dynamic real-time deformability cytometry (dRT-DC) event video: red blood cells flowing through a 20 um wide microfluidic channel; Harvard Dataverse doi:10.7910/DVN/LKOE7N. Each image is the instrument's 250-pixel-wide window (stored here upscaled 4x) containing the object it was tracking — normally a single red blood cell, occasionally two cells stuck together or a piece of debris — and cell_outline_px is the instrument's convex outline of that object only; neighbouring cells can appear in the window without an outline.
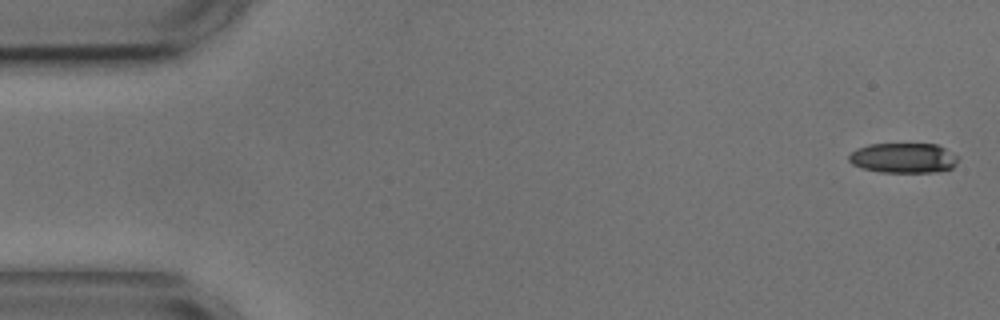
{"species": "common noctule bat (a hibernating species)", "species_latin": "Nyctalus noctula", "temperature_condition": "cold", "stored_images_in_passage": 5, "camera_frame_rate_fps": 3000, "um_per_image_px": 0.085, "animal": {"sex": "male", "body_mass_g": 17.9, "forearm_length_mm": 54.2}, "frame": {"image": 1, "passage_image": 1, "time_ms": 0.0, "image_size_px": [1000, 320], "cell_outline_px": [[956, 164], [952, 168], [936, 172], [880, 172], [864, 168], [852, 164], [848, 160], [848, 156], [856, 148], [868, 144], [936, 144], [944, 148], [956, 156]], "centroid_in_image_um": [76.75, 13.42], "position_along_channel_um": 8.2, "area_um2": 18.96}}
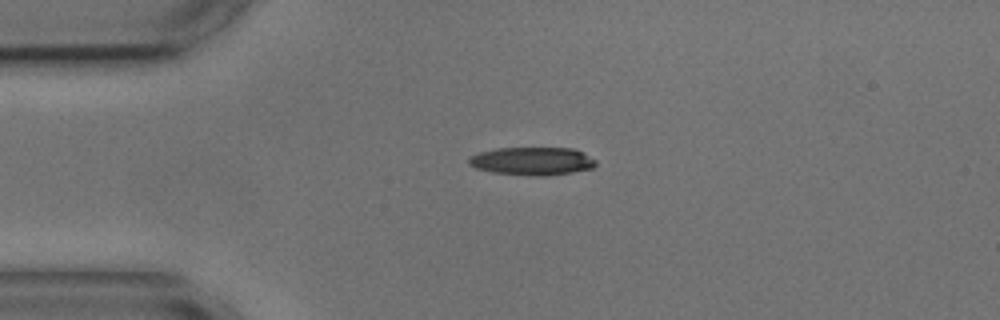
{"frame": {"image": 2, "passage_image": 4, "time_ms": 3.667, "image_size_px": [1000, 320], "cell_outline_px": [[596, 164], [592, 168], [572, 172], [548, 176], [528, 176], [492, 172], [476, 168], [468, 164], [468, 156], [480, 152], [496, 148], [572, 148], [584, 152], [596, 160]], "centroid_in_image_um": [45.23, 13.7], "position_along_channel_um": 39.8, "area_um2": 20.98}}